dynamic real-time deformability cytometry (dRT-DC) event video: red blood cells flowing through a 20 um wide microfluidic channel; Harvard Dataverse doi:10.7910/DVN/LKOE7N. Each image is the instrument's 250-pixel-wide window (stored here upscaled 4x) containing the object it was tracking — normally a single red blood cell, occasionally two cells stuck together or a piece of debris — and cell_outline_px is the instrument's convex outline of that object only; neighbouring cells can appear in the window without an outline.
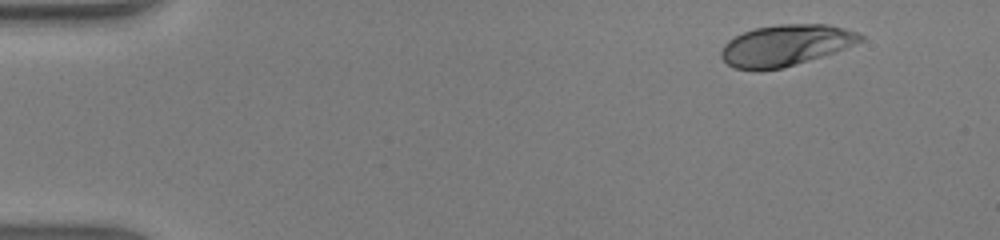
{"species": "human", "species_latin": "Homo sapiens", "temperature_condition": "warm", "stored_images_in_passage": 44, "camera_frame_rate_fps": 3000, "um_per_image_px": 0.085, "donor": {"sex": "male"}, "frame": {"image": 1, "passage_image": 1, "time_ms": 0.0, "image_size_px": [1000, 240], "cell_outline_px": [[864, 40], [844, 48], [820, 56], [780, 68], [736, 68], [728, 64], [720, 56], [720, 52], [724, 44], [728, 40], [744, 32], [756, 28], [780, 24], [828, 24], [844, 28], [856, 32], [864, 36]], "centroid_in_image_um": [66.78, 3.81], "position_along_channel_um": 18.2, "area_um2": 32.43}}
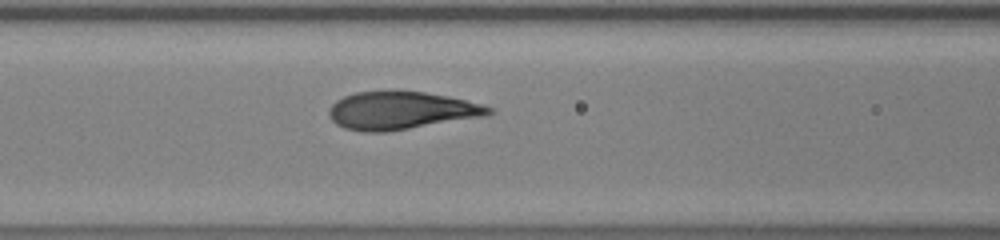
{"frame": {"image": 2, "passage_image": 17, "time_ms": 5.333, "image_size_px": [1000, 240], "cell_outline_px": [[496, 112], [488, 116], [388, 132], [364, 132], [344, 128], [336, 124], [332, 120], [328, 112], [328, 108], [336, 100], [344, 96], [356, 92], [424, 92], [448, 96], [480, 104], [492, 108]], "centroid_in_image_um": [34.11, 9.42], "position_along_channel_um": 132.5, "area_um2": 35.2}}
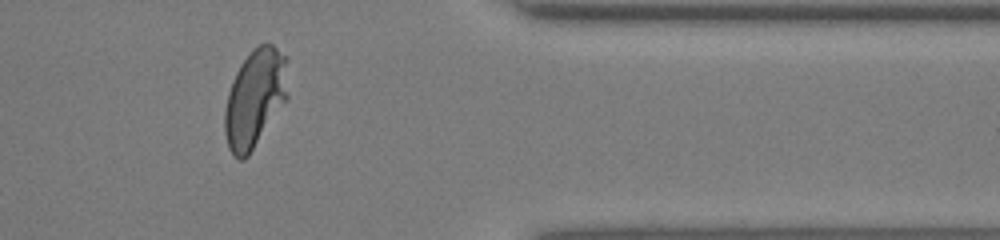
{"frame": {"image": 3, "passage_image": 36, "time_ms": 11.667, "image_size_px": [1000, 240], "cell_outline_px": [[288, 96], [248, 156], [244, 160], [240, 160], [228, 148], [224, 132], [224, 112], [228, 92], [236, 72], [240, 64], [252, 48], [260, 44], [272, 44], [288, 56]], "centroid_in_image_um": [21.68, 8.3], "position_along_channel_um": 389.7, "area_um2": 36.24}, "authors_computed_cell_mechanics": {"area_um2": 34.9401, "velocity_mm_per_s": 4.3392, "shape_relaxation_time_tau1_ms": 3.409, "shape_relaxation_time_tau2_ms": null, "deformation_change_tau1": 0.2187, "deformation_change_tau2": null}}